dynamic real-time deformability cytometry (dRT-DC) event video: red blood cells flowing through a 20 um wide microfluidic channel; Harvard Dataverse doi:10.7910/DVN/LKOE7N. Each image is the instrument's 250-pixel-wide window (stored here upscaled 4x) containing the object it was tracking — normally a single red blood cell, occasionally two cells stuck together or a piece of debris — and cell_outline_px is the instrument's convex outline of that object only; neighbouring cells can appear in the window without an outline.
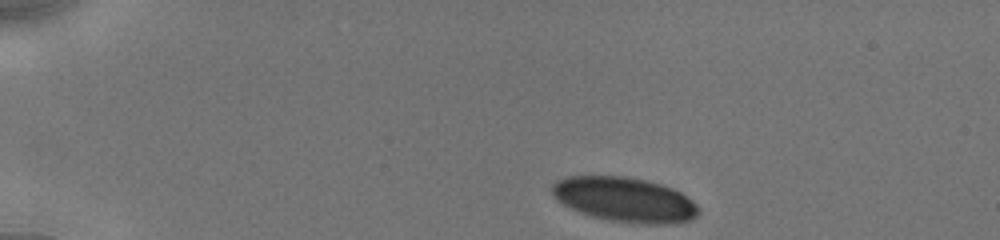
{"species": "human", "species_latin": "Homo sapiens", "temperature_condition": "cold", "stored_images_in_passage": 31, "camera_frame_rate_fps": 3000, "um_per_image_px": 0.085, "donor": {"sex": "male"}, "frame": {"image": 1, "passage_image": 1, "time_ms": 0.0, "image_size_px": [1000, 240], "cell_outline_px": [[700, 212], [692, 220], [676, 224], [632, 224], [588, 216], [556, 200], [552, 196], [552, 184], [556, 180], [564, 176], [624, 176], [644, 180], [660, 184], [672, 188], [680, 192], [692, 200], [700, 208]], "centroid_in_image_um": [53.1, 16.98], "position_along_channel_um": 31.9, "area_um2": 38.61}}
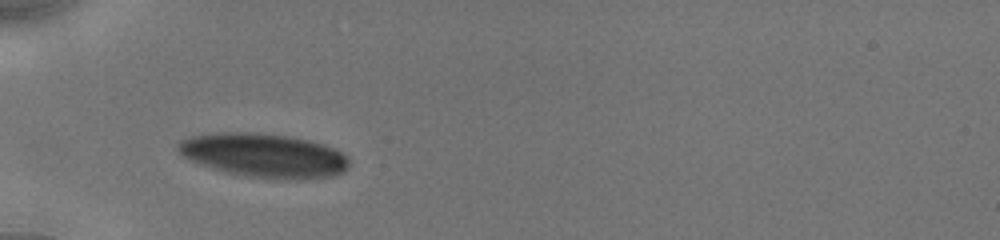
{"frame": {"image": 2, "passage_image": 14, "time_ms": 2.667, "image_size_px": [1000, 240], "cell_outline_px": [[348, 168], [344, 172], [332, 176], [300, 180], [284, 180], [244, 176], [224, 172], [200, 164], [184, 156], [176, 148], [176, 144], [180, 140], [192, 136], [216, 132], [260, 132], [288, 136], [308, 140], [324, 144], [340, 152], [348, 160]], "centroid_in_image_um": [22.42, 13.21], "position_along_channel_um": 62.6, "area_um2": 44.1}}
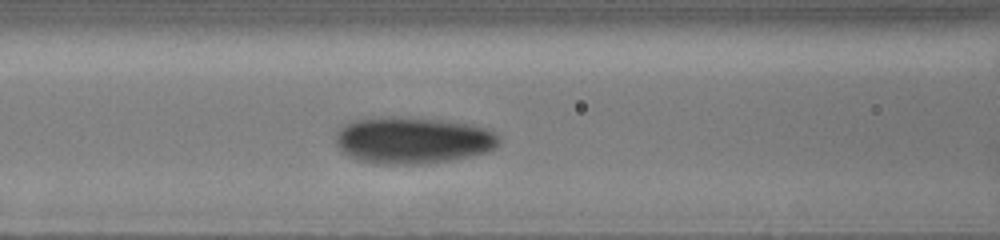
{"frame": {"image": 3, "passage_image": 24, "time_ms": 4.667, "image_size_px": [1000, 240], "cell_outline_px": [[500, 144], [492, 152], [448, 160], [420, 164], [376, 164], [360, 160], [348, 156], [340, 152], [336, 144], [336, 132], [344, 124], [356, 120], [440, 120], [468, 124], [484, 128], [496, 132], [500, 136]], "centroid_in_image_um": [35.14, 11.99], "position_along_channel_um": 131.5, "area_um2": 43.47}}